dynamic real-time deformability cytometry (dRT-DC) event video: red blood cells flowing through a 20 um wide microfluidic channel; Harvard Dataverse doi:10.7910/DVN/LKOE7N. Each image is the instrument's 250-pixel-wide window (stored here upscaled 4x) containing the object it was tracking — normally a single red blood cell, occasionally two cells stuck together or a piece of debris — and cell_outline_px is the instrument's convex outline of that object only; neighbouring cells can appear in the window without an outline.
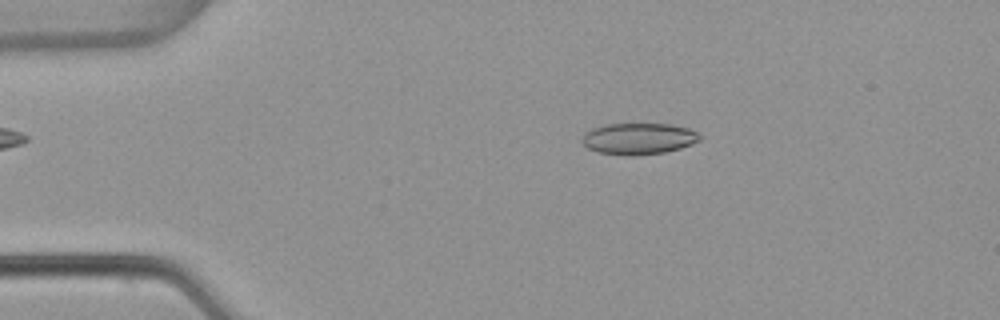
{"species": "common noctule bat (a hibernating species)", "species_latin": "Nyctalus noctula", "temperature_condition": "warm", "stored_images_in_passage": 5, "camera_frame_rate_fps": 3000, "um_per_image_px": 0.085, "animal": {"sex": "female", "body_mass_g": 22.7, "forearm_length_mm": 54.2}, "frame": {"image": 1, "passage_image": 1, "time_ms": 0.0, "image_size_px": [1000, 320], "cell_outline_px": [[700, 140], [692, 144], [680, 148], [664, 152], [632, 156], [600, 152], [588, 148], [580, 140], [584, 132], [592, 128], [604, 124], [672, 124], [688, 128], [696, 132], [700, 136]], "centroid_in_image_um": [54.26, 11.78], "position_along_channel_um": 30.7, "area_um2": 21.5}}
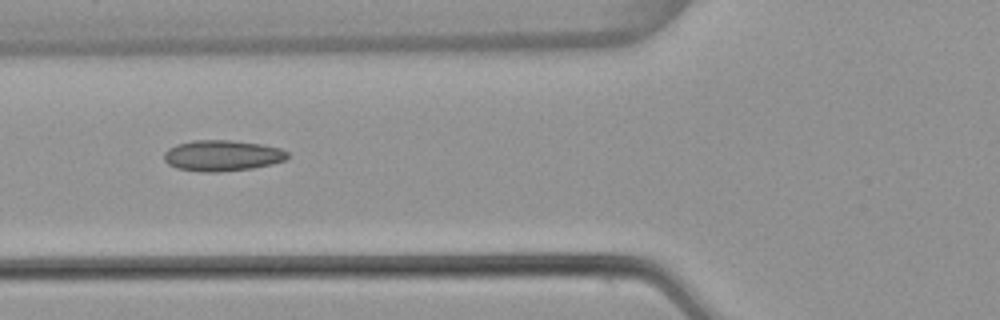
{"frame": {"image": 2, "passage_image": 4, "time_ms": 1.0, "image_size_px": [1000, 320], "cell_outline_px": [[288, 156], [284, 160], [272, 164], [252, 168], [220, 172], [200, 172], [176, 168], [168, 164], [164, 160], [164, 152], [168, 148], [176, 144], [192, 140], [232, 140], [260, 144], [280, 148], [288, 152]], "centroid_in_image_um": [18.85, 13.22], "position_along_channel_um": 106.9, "area_um2": 22.37}}
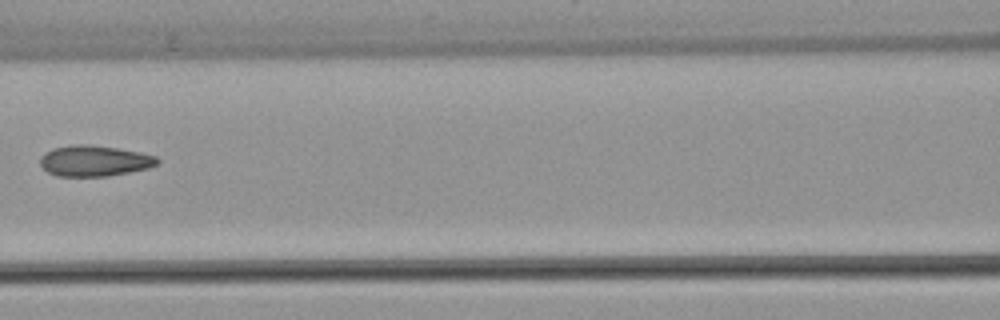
{"frame": {"image": 3, "passage_image": 5, "time_ms": 1.333, "image_size_px": [1000, 320], "cell_outline_px": [[160, 160], [156, 164], [148, 168], [128, 172], [104, 176], [56, 176], [48, 172], [40, 164], [40, 156], [44, 152], [52, 148], [72, 144], [88, 144], [116, 148], [140, 152], [156, 156]], "centroid_in_image_um": [7.98, 13.66], "position_along_channel_um": 158.6, "area_um2": 21.04}}